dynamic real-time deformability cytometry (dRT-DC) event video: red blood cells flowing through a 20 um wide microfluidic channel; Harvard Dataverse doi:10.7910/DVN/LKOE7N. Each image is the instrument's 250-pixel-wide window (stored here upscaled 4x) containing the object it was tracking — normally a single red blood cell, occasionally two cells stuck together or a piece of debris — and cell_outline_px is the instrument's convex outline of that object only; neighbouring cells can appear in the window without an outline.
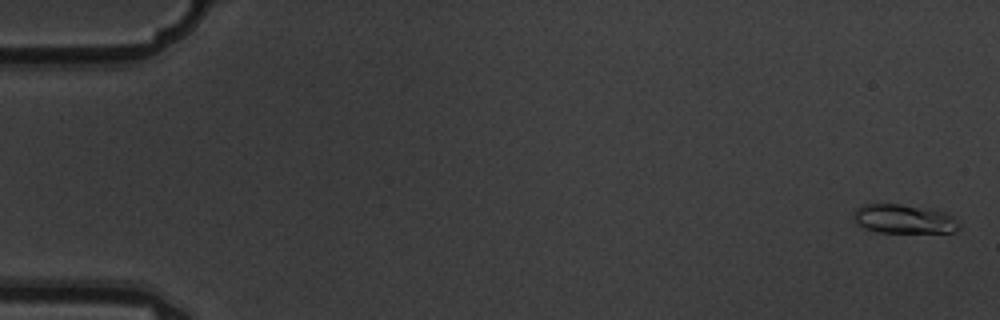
{"species": "common noctule bat (a hibernating species)", "species_latin": "Nyctalus noctula", "temperature_condition": "warm", "stored_images_in_passage": 6, "camera_frame_rate_fps": 3000, "um_per_image_px": 0.085, "animal": {"sex": "male", "body_mass_g": 19.5, "forearm_length_mm": 54.6}, "frame": {"image": 1, "passage_image": 1, "time_ms": 0.0, "image_size_px": [1000, 320], "cell_outline_px": [[960, 228], [952, 232], [880, 232], [864, 228], [856, 224], [852, 216], [852, 212], [856, 208], [864, 204], [900, 204], [944, 212], [952, 216], [960, 224]], "centroid_in_image_um": [76.77, 18.61], "position_along_channel_um": 8.2, "area_um2": 17.74}}